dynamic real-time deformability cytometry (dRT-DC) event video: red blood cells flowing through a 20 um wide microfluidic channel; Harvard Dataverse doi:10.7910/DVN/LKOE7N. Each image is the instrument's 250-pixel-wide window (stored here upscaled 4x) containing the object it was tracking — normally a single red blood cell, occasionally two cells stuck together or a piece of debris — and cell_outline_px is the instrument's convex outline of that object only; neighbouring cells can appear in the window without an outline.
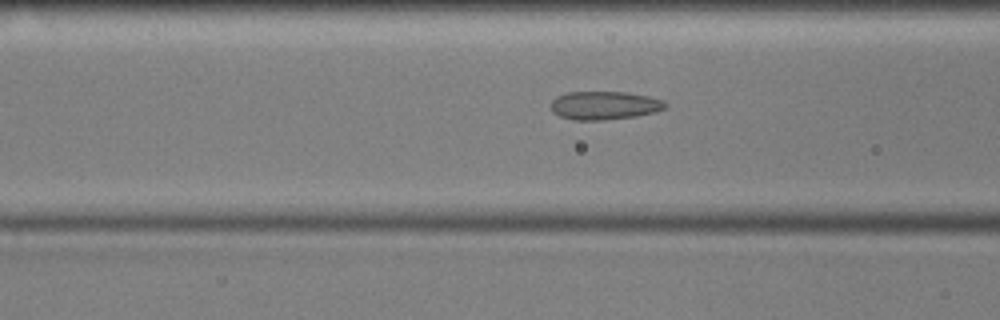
{"species": "common noctule bat (a hibernating species)", "species_latin": "Nyctalus noctula", "temperature_condition": "cold", "stored_images_in_passage": 45, "camera_frame_rate_fps": 3000, "um_per_image_px": 0.085, "animal": {"sex": "male", "body_mass_g": 17.9, "forearm_length_mm": 54.2}, "frame": {"image": 1, "passage_image": 17, "time_ms": 5.333, "image_size_px": [1000, 320], "cell_outline_px": [[668, 108], [656, 112], [636, 116], [604, 120], [572, 120], [560, 116], [552, 112], [552, 100], [556, 96], [568, 92], [628, 92], [648, 96], [664, 100], [668, 104]], "centroid_in_image_um": [51.42, 8.96], "position_along_channel_um": 115.2, "area_um2": 19.13}}
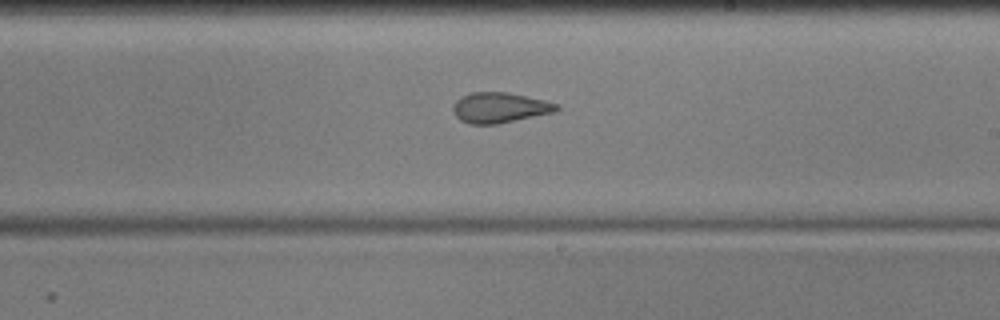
{"frame": {"image": 2, "passage_image": 28, "time_ms": 9.0, "image_size_px": [1000, 320], "cell_outline_px": [[560, 108], [556, 112], [496, 124], [468, 124], [460, 120], [456, 116], [452, 108], [452, 104], [460, 96], [472, 92], [508, 92], [544, 100], [556, 104]], "centroid_in_image_um": [42.44, 9.15], "position_along_channel_um": 246.6, "area_um2": 18.38}}
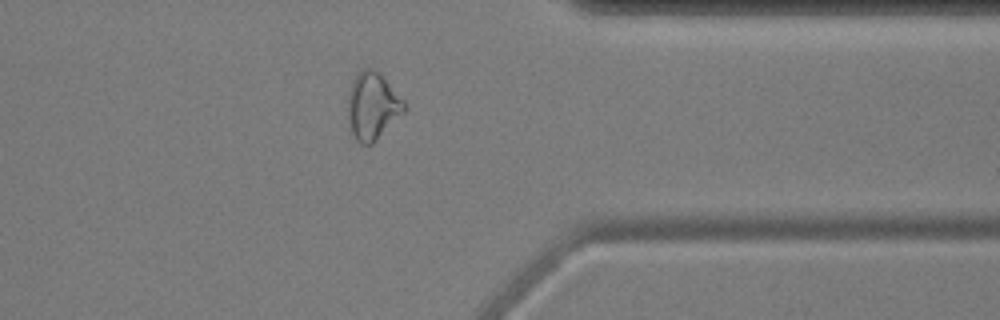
{"frame": {"image": 3, "passage_image": 40, "time_ms": 13.0, "image_size_px": [1000, 320], "cell_outline_px": [[408, 108], [372, 144], [360, 144], [356, 140], [348, 124], [348, 92], [352, 80], [364, 68], [376, 68], [380, 72], [404, 100]], "centroid_in_image_um": [31.67, 8.99], "position_along_channel_um": 379.7, "area_um2": 22.25}}